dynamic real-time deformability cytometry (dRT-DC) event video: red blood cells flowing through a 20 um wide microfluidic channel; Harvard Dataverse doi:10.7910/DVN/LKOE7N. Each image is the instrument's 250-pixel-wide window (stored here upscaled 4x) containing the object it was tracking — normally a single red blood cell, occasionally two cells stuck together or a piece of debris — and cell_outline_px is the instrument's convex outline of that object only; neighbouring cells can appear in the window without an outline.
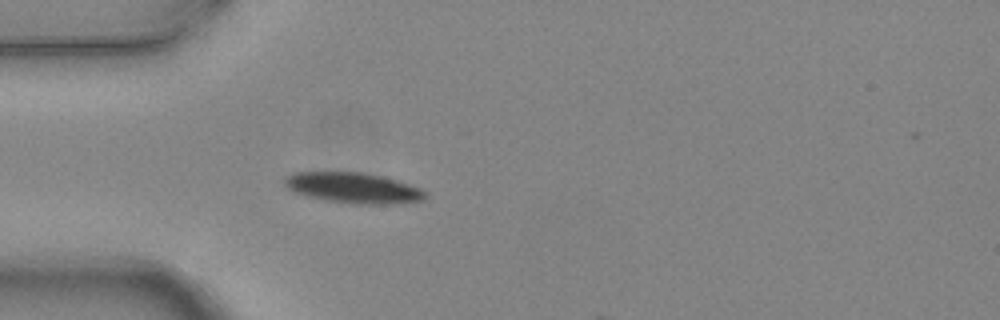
{"species": "common noctule bat (a hibernating species)", "species_latin": "Nyctalus noctula", "temperature_condition": "warm", "stored_images_in_passage": 1, "camera_frame_rate_fps": 3000, "um_per_image_px": 0.085, "animal": {"sex": "female", "body_mass_g": 24.6, "forearm_length_mm": 56.2}, "frame": {"image": 1, "passage_image": 1, "time_ms": 0.0, "image_size_px": [1000, 320], "cell_outline_px": [[424, 196], [420, 200], [392, 204], [352, 204], [324, 200], [292, 192], [284, 184], [284, 176], [292, 172], [360, 172], [384, 176], [420, 188], [424, 192]], "centroid_in_image_um": [29.94, 15.96], "position_along_channel_um": 55.1, "area_um2": 25.03}}